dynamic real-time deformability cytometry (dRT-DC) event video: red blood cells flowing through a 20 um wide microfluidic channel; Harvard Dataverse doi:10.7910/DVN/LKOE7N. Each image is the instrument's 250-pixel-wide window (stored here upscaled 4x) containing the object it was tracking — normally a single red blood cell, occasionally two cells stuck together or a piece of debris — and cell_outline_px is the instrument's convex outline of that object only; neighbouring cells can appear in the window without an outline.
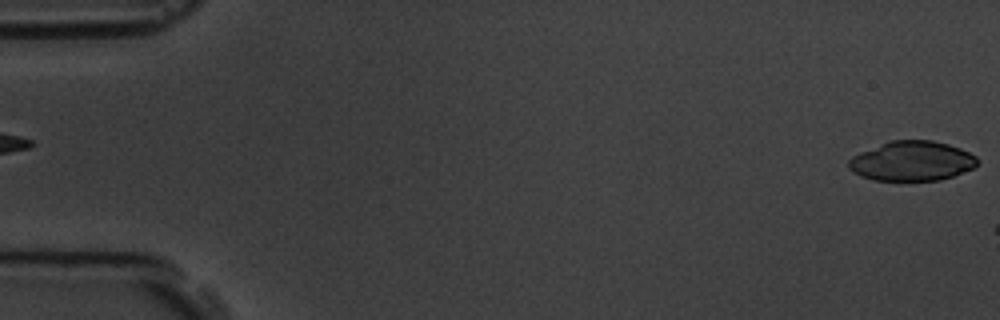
{"species": "common noctule bat (a hibernating species)", "species_latin": "Nyctalus noctula", "temperature_condition": "room temperature", "stored_images_in_passage": 6, "segment_of_instrument_passage": [2, 2], "camera_frame_rate_fps": 3000, "um_per_image_px": 0.085, "animal": {"sex": "male", "body_mass_g": 19.5, "forearm_length_mm": 54.6}, "frame": {"image": 1, "passage_image": 6, "time_ms": 6.0, "image_size_px": [1000, 320], "cell_outline_px": [[980, 160], [972, 168], [952, 176], [940, 180], [872, 180], [860, 176], [848, 168], [848, 160], [852, 156], [860, 152], [892, 140], [932, 140], [948, 144], [960, 148], [976, 156]], "centroid_in_image_um": [77.5, 13.69], "position_along_channel_um": 7.5, "area_um2": 29.65}}